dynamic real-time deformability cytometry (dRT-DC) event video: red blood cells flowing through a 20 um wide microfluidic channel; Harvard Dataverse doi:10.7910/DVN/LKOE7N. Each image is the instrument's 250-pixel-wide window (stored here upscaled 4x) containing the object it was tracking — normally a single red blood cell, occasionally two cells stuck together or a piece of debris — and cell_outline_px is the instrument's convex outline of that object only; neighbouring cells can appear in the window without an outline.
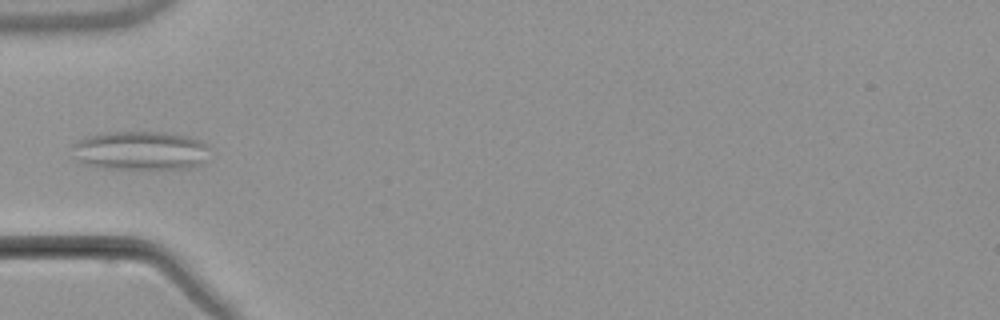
{"species": "common noctule bat (a hibernating species)", "species_latin": "Nyctalus noctula", "temperature_condition": "warm", "stored_images_in_passage": 6, "camera_frame_rate_fps": 3000, "um_per_image_px": 0.085, "animal": {"sex": "male", "body_mass_g": 21.5, "forearm_length_mm": 52.0}, "frame": {"image": 1, "passage_image": 4, "time_ms": 4.667, "image_size_px": [1000, 320], "cell_outline_px": [[212, 148], [204, 164], [192, 168], [104, 168], [80, 164], [72, 160], [72, 144], [88, 136], [108, 132], [156, 132], [188, 136], [200, 140], [208, 144]], "centroid_in_image_um": [11.94, 12.81], "position_along_channel_um": 73.1, "area_um2": 31.67}}